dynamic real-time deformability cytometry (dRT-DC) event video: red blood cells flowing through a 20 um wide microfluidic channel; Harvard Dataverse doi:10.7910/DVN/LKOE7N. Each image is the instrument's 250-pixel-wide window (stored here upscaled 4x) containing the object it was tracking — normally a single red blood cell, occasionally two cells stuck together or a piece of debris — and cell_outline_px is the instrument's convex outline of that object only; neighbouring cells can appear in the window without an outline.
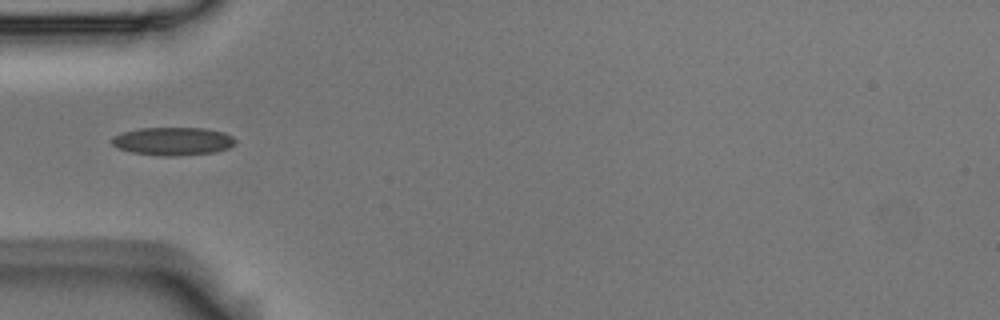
{"species": "Egyptian fruit bat (a non-hibernating species)", "species_latin": "Rousettus aegyptiacus", "temperature_condition": "room temperature", "stored_images_in_passage": 6, "camera_frame_rate_fps": 3000, "um_per_image_px": 0.085, "animal": {"sex": "male"}, "frame": {"image": 1, "passage_image": 1, "time_ms": 0.0, "image_size_px": [1000, 320], "cell_outline_px": [[236, 144], [228, 148], [216, 152], [176, 156], [160, 156], [132, 152], [120, 148], [112, 144], [112, 136], [124, 132], [140, 128], [204, 128], [224, 132], [232, 136], [236, 140]], "centroid_in_image_um": [14.74, 12.0], "position_along_channel_um": 70.3, "area_um2": 20.23}}
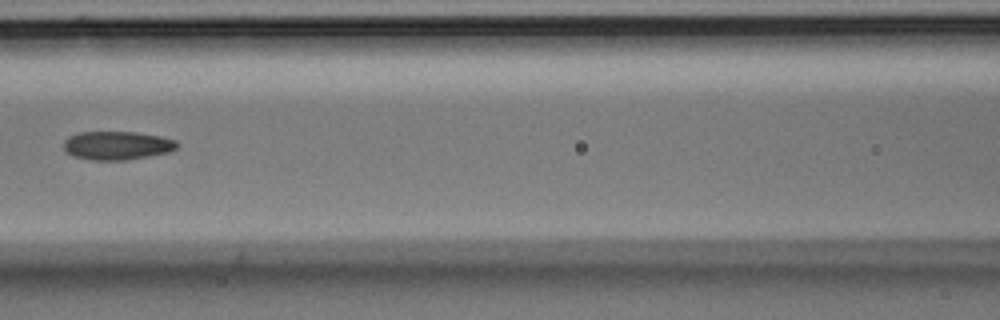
{"frame": {"image": 2, "passage_image": 3, "time_ms": 0.667, "image_size_px": [1000, 320], "cell_outline_px": [[180, 144], [176, 148], [168, 152], [148, 156], [124, 160], [92, 160], [72, 156], [64, 148], [64, 140], [68, 136], [80, 132], [136, 132], [160, 136], [176, 140]], "centroid_in_image_um": [9.95, 12.36], "position_along_channel_um": 156.6, "area_um2": 18.84}}
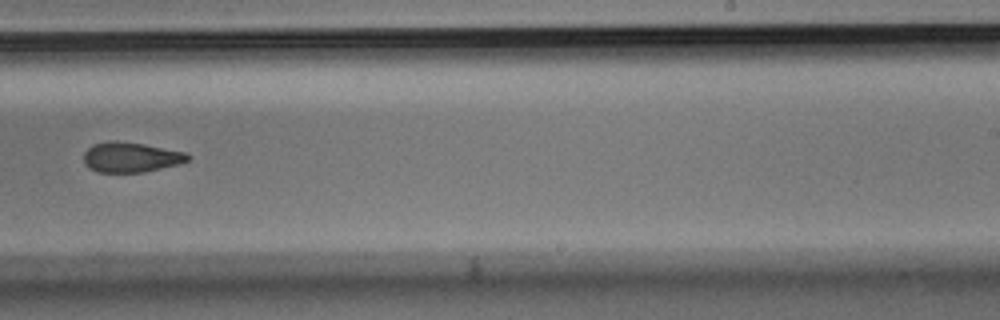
{"frame": {"image": 3, "passage_image": 6, "time_ms": 1.667, "image_size_px": [1000, 320], "cell_outline_px": [[192, 156], [188, 160], [180, 164], [144, 172], [96, 172], [88, 168], [84, 164], [84, 152], [92, 144], [108, 140], [116, 140], [144, 144], [184, 152]], "centroid_in_image_um": [11.09, 13.36], "position_along_channel_um": 277.9, "area_um2": 18.44}}